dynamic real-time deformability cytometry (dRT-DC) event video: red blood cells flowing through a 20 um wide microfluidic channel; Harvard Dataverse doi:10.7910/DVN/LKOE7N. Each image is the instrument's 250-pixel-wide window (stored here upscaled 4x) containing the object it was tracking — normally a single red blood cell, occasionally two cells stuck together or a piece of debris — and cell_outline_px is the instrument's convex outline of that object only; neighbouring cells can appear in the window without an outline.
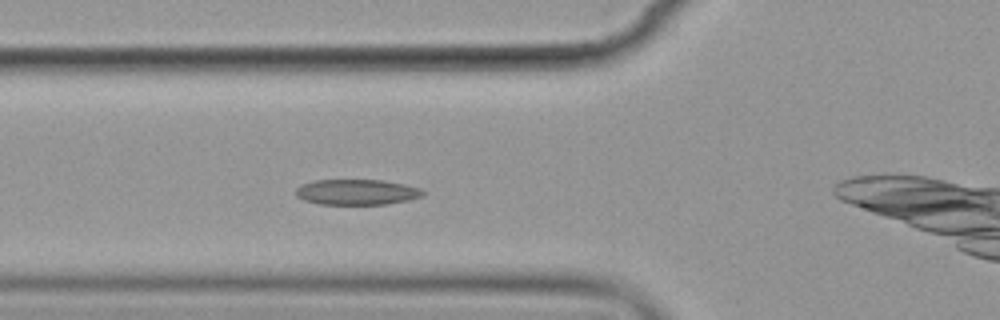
{"species": "common noctule bat (a hibernating species)", "species_latin": "Nyctalus noctula", "temperature_condition": "cold", "stored_images_in_passage": 7, "camera_frame_rate_fps": 3000, "um_per_image_px": 0.085, "animal": {"sex": "female", "body_mass_g": 19.9}, "frame": {"image": 1, "passage_image": 6, "time_ms": 5.667, "image_size_px": [1000, 320], "cell_outline_px": [[424, 196], [408, 200], [388, 204], [320, 204], [304, 200], [296, 196], [296, 188], [300, 184], [312, 180], [384, 180], [404, 184], [420, 188], [424, 192]], "centroid_in_image_um": [30.32, 16.32], "position_along_channel_um": 95.5, "area_um2": 19.02}}